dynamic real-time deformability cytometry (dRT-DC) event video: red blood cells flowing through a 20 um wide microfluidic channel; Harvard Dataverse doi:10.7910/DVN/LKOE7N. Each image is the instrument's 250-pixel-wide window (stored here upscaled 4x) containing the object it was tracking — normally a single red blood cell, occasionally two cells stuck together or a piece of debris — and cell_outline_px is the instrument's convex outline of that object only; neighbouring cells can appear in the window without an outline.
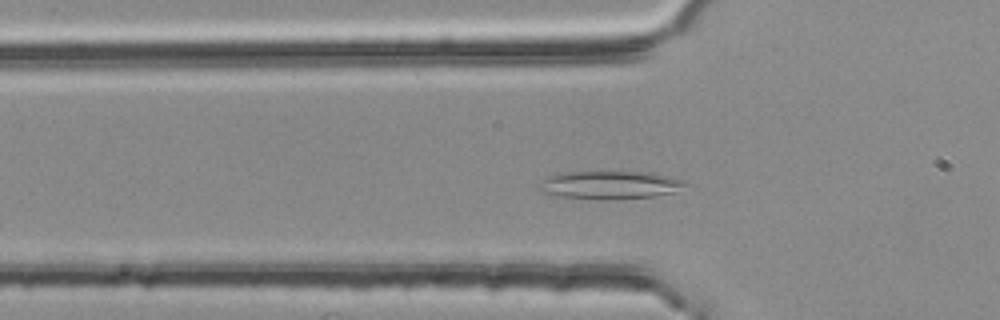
{"species": "common noctule bat (a hibernating species)", "species_latin": "Nyctalus noctula", "temperature_condition": "room temperature", "stored_images_in_passage": 37, "camera_frame_rate_fps": 3000, "um_per_image_px": 0.085, "animal": {"sex": "female", "body_mass_g": 25.1}, "frame": {"image": 1, "passage_image": 4, "time_ms": 1.0, "image_size_px": [1000, 320], "cell_outline_px": [[684, 184], [676, 192], [656, 196], [600, 200], [560, 196], [540, 192], [536, 188], [536, 184], [548, 176], [568, 172], [652, 172], [684, 180]], "centroid_in_image_um": [51.78, 15.73], "position_along_channel_um": 74.0, "area_um2": 23.93}}
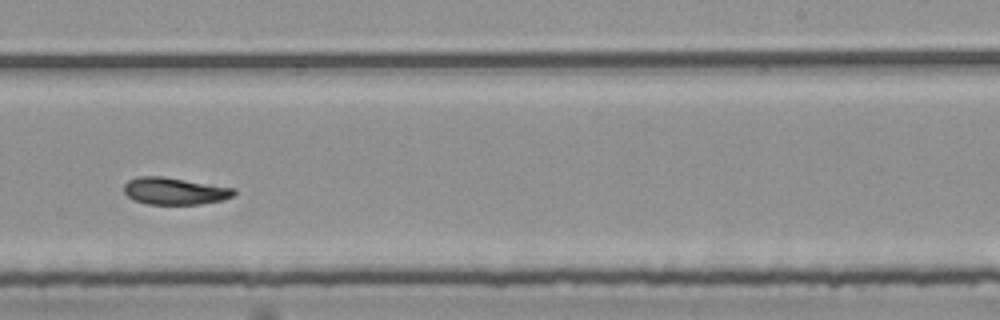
{"frame": {"image": 2, "passage_image": 20, "time_ms": 6.333, "image_size_px": [1000, 320], "cell_outline_px": [[236, 192], [232, 196], [224, 200], [200, 204], [148, 204], [132, 200], [124, 192], [124, 184], [128, 180], [140, 176], [160, 176], [236, 188]], "centroid_in_image_um": [14.84, 16.24], "position_along_channel_um": 274.2, "area_um2": 17.34}}
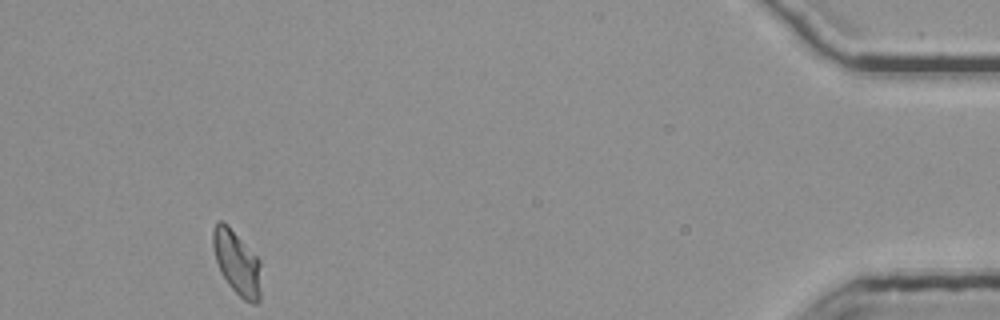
{"frame": {"image": 3, "passage_image": 37, "time_ms": 12.0, "image_size_px": [1000, 320], "cell_outline_px": [[260, 300], [256, 304], [252, 304], [244, 300], [228, 284], [220, 272], [216, 260], [212, 244], [212, 228], [220, 220], [228, 224], [260, 260]], "centroid_in_image_um": [20.13, 22.32], "position_along_channel_um": 415.1, "area_um2": 18.03}, "authors_computed_cell_mechanics": {"area_um2": 17.6868, "velocity_mm_per_s": 3.7531, "shape_relaxation_time_tau1_ms": null, "shape_relaxation_time_tau2_ms": 4.5538, "deformation_change_tau1": null, "deformation_change_tau2": 0.096}}